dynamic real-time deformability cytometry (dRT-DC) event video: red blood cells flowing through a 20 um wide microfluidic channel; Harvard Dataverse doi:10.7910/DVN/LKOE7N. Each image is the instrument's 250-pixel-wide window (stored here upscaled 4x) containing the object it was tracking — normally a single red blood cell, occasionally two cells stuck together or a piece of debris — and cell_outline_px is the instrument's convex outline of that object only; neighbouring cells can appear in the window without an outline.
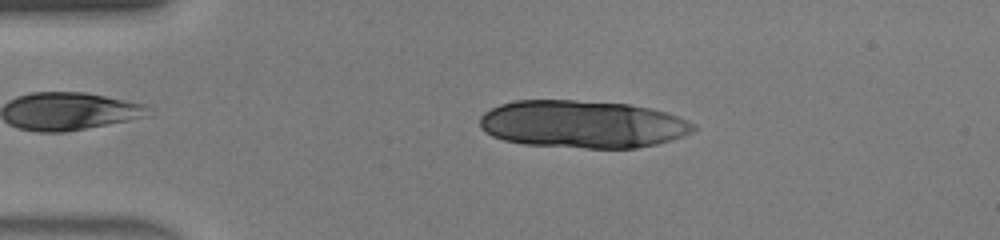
{"species": "human", "species_latin": "Homo sapiens", "temperature_condition": "warm", "stored_images_in_passage": 43, "camera_frame_rate_fps": 3000, "um_per_image_px": 0.085, "donor": {"sex": "male"}, "frame": {"image": 1, "passage_image": 8, "time_ms": 2.333, "image_size_px": [1000, 240], "cell_outline_px": [[696, 128], [692, 132], [684, 136], [672, 140], [656, 144], [636, 148], [584, 148], [524, 144], [504, 140], [492, 136], [484, 132], [480, 128], [480, 116], [484, 112], [500, 104], [516, 100], [576, 100], [628, 104], [652, 108], [676, 116], [696, 124]], "centroid_in_image_um": [49.5, 10.56], "position_along_channel_um": 35.5, "area_um2": 59.48}}
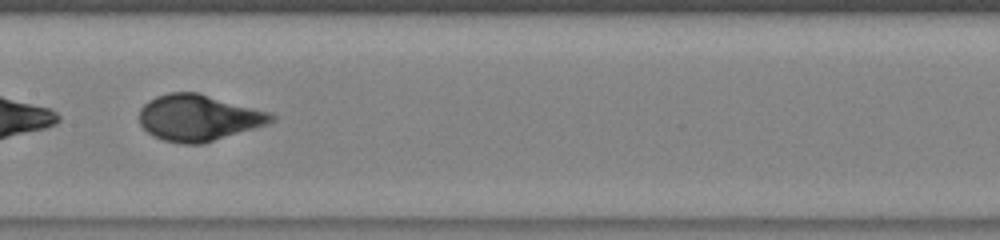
{"frame": {"image": 2, "passage_image": 22, "time_ms": 7.0, "image_size_px": [1000, 240], "cell_outline_px": [[276, 120], [268, 124], [204, 144], [184, 144], [164, 140], [152, 136], [140, 124], [140, 108], [148, 100], [156, 96], [168, 92], [200, 92], [272, 112], [276, 116]], "centroid_in_image_um": [16.92, 10.0], "position_along_channel_um": 190.5, "area_um2": 36.13}}
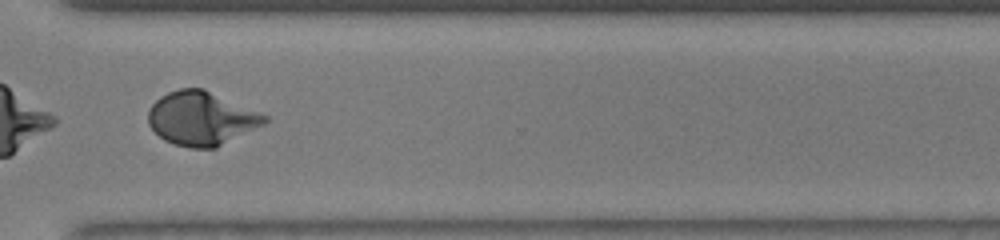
{"frame": {"image": 3, "passage_image": 33, "time_ms": 10.667, "image_size_px": [1000, 240], "cell_outline_px": [[268, 120], [264, 124], [216, 148], [188, 148], [164, 140], [148, 124], [148, 108], [160, 96], [168, 92], [180, 88], [204, 88], [260, 112], [268, 116]], "centroid_in_image_um": [17.11, 10.06], "position_along_channel_um": 353.5, "area_um2": 36.47}, "authors_computed_cell_mechanics": {"area_um2": 36.1828, "velocity_mm_per_s": 4.4508, "shape_relaxation_time_tau1_ms": 3.821, "shape_relaxation_time_tau2_ms": null, "deformation_change_tau1": 0.2207, "deformation_change_tau2": null}}